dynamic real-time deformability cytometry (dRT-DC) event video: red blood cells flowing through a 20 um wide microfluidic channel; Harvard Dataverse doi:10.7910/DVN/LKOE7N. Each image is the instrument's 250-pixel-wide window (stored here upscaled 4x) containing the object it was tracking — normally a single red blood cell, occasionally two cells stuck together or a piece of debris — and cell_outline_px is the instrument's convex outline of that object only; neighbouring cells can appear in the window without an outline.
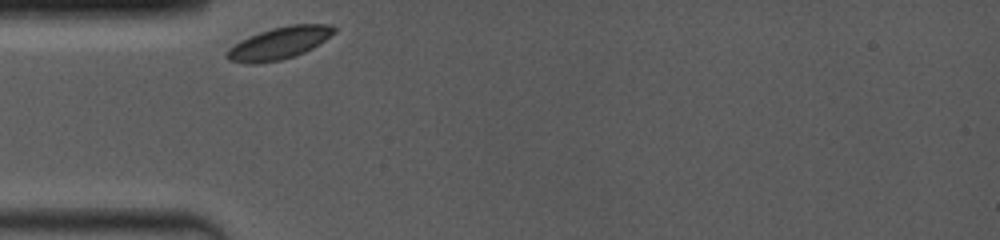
{"species": "common noctule bat (a hibernating species)", "species_latin": "Nyctalus noctula", "temperature_condition": "room temperature", "stored_images_in_passage": 16, "camera_frame_rate_fps": 4000, "um_per_image_px": 0.085, "animal": {"sex": "female", "body_mass_g": 19.0, "forearm_length_mm": 53.3}, "frame": {"image": 1, "passage_image": 1, "time_ms": 0.0, "image_size_px": [1000, 240], "cell_outline_px": [[336, 32], [312, 48], [304, 52], [280, 60], [256, 64], [248, 64], [228, 60], [224, 56], [228, 48], [240, 40], [248, 36], [272, 28], [288, 24], [332, 24], [336, 28]], "centroid_in_image_um": [23.7, 3.66], "position_along_channel_um": 61.3, "area_um2": 20.17}}
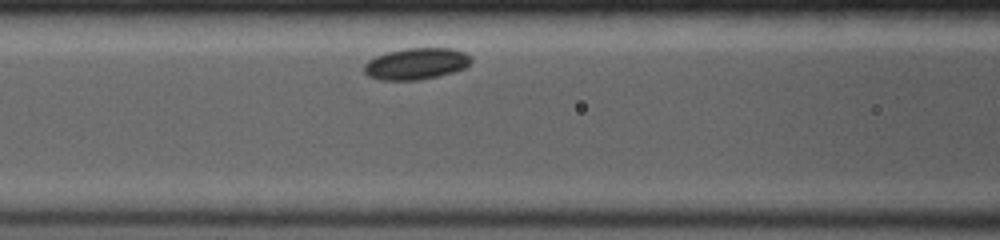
{"frame": {"image": 2, "passage_image": 9, "time_ms": 2.0, "image_size_px": [1000, 240], "cell_outline_px": [[472, 60], [464, 68], [452, 72], [420, 80], [380, 80], [368, 76], [364, 72], [364, 64], [368, 60], [376, 56], [388, 52], [404, 48], [452, 48], [464, 52]], "centroid_in_image_um": [35.34, 5.41], "position_along_channel_um": 131.3, "area_um2": 19.54}}
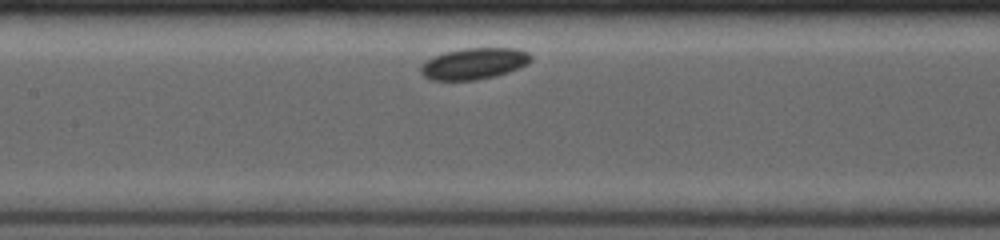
{"frame": {"image": 3, "passage_image": 13, "time_ms": 3.0, "image_size_px": [1000, 240], "cell_outline_px": [[532, 60], [528, 64], [520, 68], [496, 76], [476, 80], [432, 80], [424, 76], [420, 72], [420, 68], [432, 56], [444, 52], [464, 48], [516, 48], [528, 52], [532, 56]], "centroid_in_image_um": [40.33, 5.4], "position_along_channel_um": 167.1, "area_um2": 20.23}}